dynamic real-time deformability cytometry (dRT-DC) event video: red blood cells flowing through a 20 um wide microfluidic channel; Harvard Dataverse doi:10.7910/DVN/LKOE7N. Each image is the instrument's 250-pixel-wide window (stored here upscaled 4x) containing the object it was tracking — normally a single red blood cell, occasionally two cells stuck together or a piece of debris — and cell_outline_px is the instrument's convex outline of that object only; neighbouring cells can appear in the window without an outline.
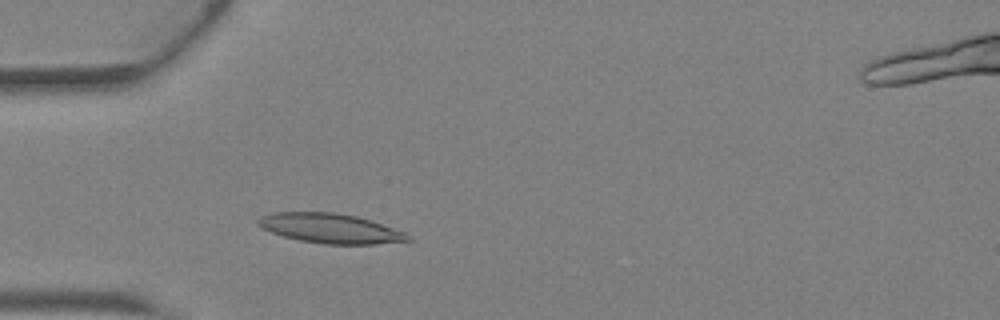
{"species": "Egyptian fruit bat (a non-hibernating species)", "species_latin": "Rousettus aegyptiacus", "temperature_condition": "warm", "stored_images_in_passage": 30, "camera_frame_rate_fps": 3000, "um_per_image_px": 0.085, "animal": {"sex": "female"}, "frame": {"image": 1, "passage_image": 6, "time_ms": 1.667, "image_size_px": [1000, 320], "cell_outline_px": [[412, 240], [376, 244], [324, 244], [300, 240], [284, 236], [272, 232], [256, 224], [256, 220], [260, 216], [276, 212], [336, 212], [356, 216], [372, 220], [404, 232], [412, 236]], "centroid_in_image_um": [28.1, 19.4], "position_along_channel_um": 56.9, "area_um2": 25.89}}
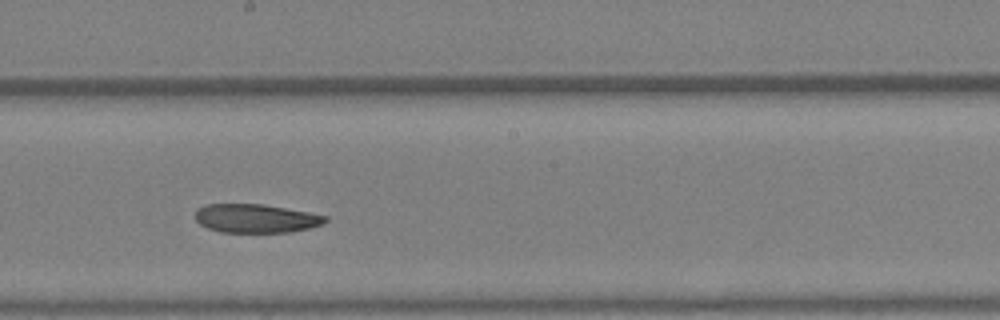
{"frame": {"image": 2, "passage_image": 17, "time_ms": 5.333, "image_size_px": [1000, 320], "cell_outline_px": [[328, 220], [320, 224], [308, 228], [292, 232], [220, 232], [208, 228], [200, 224], [192, 216], [196, 208], [204, 204], [260, 204], [308, 212], [328, 216]], "centroid_in_image_um": [21.67, 18.56], "position_along_channel_um": 226.5, "area_um2": 21.79}}
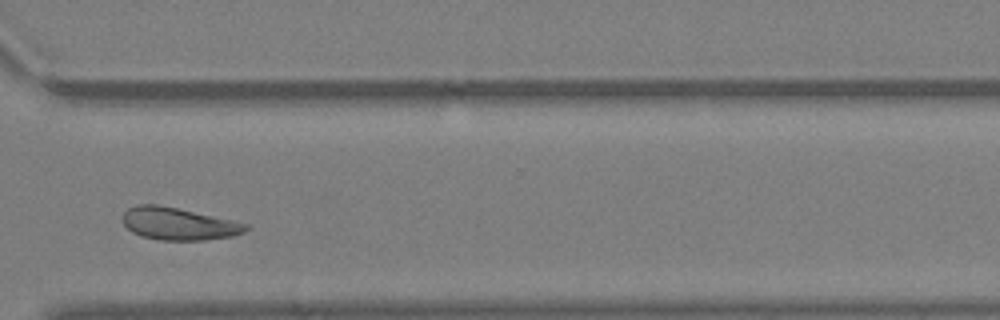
{"frame": {"image": 3, "passage_image": 25, "time_ms": 8.0, "image_size_px": [1000, 320], "cell_outline_px": [[248, 228], [244, 232], [232, 236], [204, 240], [160, 240], [140, 236], [132, 232], [124, 224], [124, 212], [128, 208], [140, 204], [156, 204], [176, 208], [248, 224]], "centroid_in_image_um": [15.15, 19.03], "position_along_channel_um": 355.5, "area_um2": 22.83}, "authors_computed_cell_mechanics": {"area_um2": 23.7558, "velocity_mm_per_s": 4.8273, "shape_relaxation_time_tau1_ms": 8.7359, "shape_relaxation_time_tau2_ms": null, "deformation_change_tau1": 0.2029, "deformation_change_tau2": null}}